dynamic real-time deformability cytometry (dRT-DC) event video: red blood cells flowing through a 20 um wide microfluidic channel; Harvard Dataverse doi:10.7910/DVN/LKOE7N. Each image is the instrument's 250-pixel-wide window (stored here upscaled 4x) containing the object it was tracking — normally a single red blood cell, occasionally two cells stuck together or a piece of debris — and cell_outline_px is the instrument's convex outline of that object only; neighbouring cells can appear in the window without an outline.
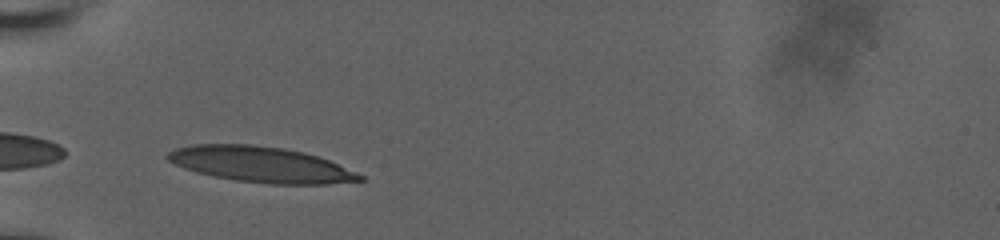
{"species": "human", "species_latin": "Homo sapiens", "temperature_condition": "room temperature", "stored_images_in_passage": 29, "camera_frame_rate_fps": 3000, "um_per_image_px": 0.085, "donor": {"sex": "male"}, "frame": {"image": 1, "passage_image": 1, "time_ms": 0.0, "image_size_px": [1000, 240], "cell_outline_px": [[368, 180], [328, 184], [272, 184], [236, 180], [212, 176], [196, 172], [184, 168], [168, 160], [164, 156], [168, 152], [176, 148], [192, 144], [252, 144], [284, 148], [304, 152], [328, 160], [356, 172], [364, 176]], "centroid_in_image_um": [22.17, 13.98], "position_along_channel_um": 62.8, "area_um2": 39.94}}
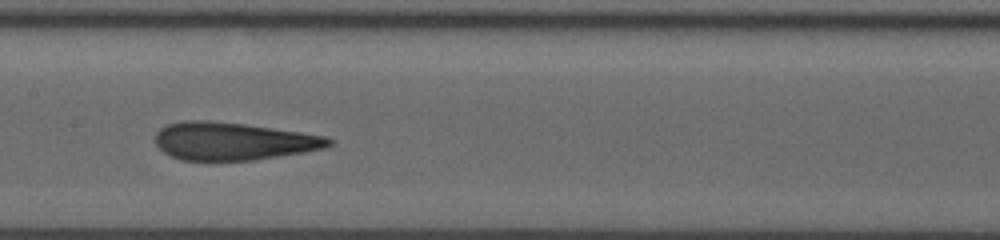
{"frame": {"image": 2, "passage_image": 12, "time_ms": 3.667, "image_size_px": [1000, 240], "cell_outline_px": [[336, 140], [332, 144], [324, 148], [304, 152], [252, 160], [180, 160], [164, 152], [156, 144], [156, 132], [160, 128], [168, 124], [184, 120], [204, 120], [244, 124], [300, 132], [324, 136]], "centroid_in_image_um": [19.81, 12.0], "position_along_channel_um": 187.6, "area_um2": 37.92}}
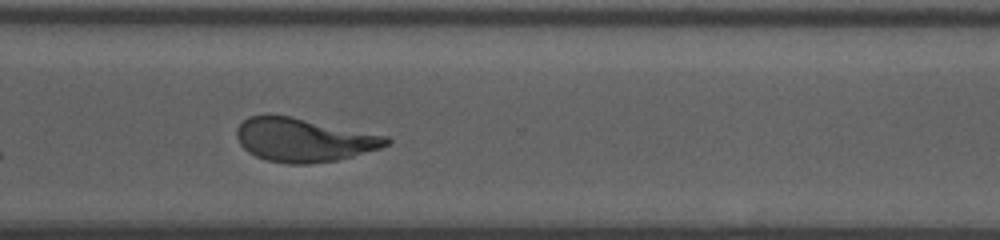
{"frame": {"image": 3, "passage_image": 25, "time_ms": 8.0, "image_size_px": [1000, 240], "cell_outline_px": [[392, 140], [388, 144], [380, 148], [352, 156], [336, 160], [308, 164], [288, 164], [268, 160], [256, 156], [248, 152], [240, 144], [236, 136], [236, 128], [248, 116], [264, 112], [292, 116], [388, 136]], "centroid_in_image_um": [25.77, 11.86], "position_along_channel_um": 344.8, "area_um2": 38.44}, "authors_computed_cell_mechanics": {"area_um2": 38.0324, "velocity_mm_per_s": 3.6442, "shape_relaxation_time_tau1_ms": 8.0972, "shape_relaxation_time_tau2_ms": 1.1001, "deformation_change_tau1": 0.2905, "deformation_change_tau2": 0.0983}}